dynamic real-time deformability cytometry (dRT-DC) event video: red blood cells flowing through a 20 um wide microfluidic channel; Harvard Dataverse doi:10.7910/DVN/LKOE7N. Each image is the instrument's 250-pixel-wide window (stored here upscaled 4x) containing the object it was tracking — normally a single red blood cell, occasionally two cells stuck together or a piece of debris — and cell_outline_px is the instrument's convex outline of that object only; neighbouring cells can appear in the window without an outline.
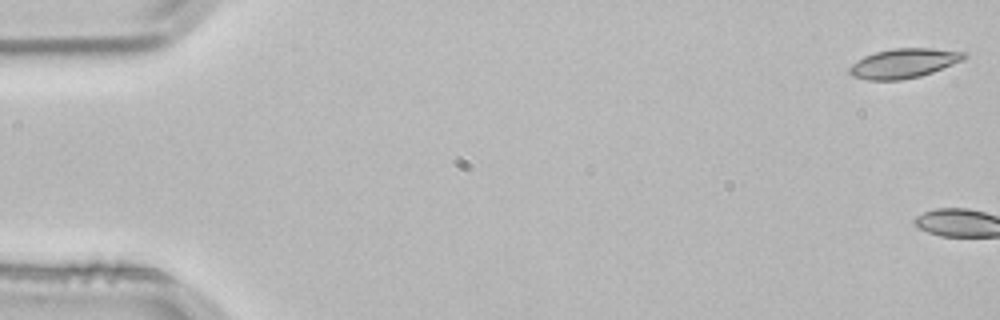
{"species": "common noctule bat (a hibernating species)", "species_latin": "Nyctalus noctula", "temperature_condition": "room temperature", "stored_images_in_passage": 4, "camera_frame_rate_fps": 3000, "um_per_image_px": 0.085, "animal": {"sex": "male", "body_mass_g": 21.5, "forearm_length_mm": 52.0}, "frame": {"image": 1, "passage_image": 1, "time_ms": 0.0, "image_size_px": [1000, 320], "cell_outline_px": [[968, 56], [964, 60], [932, 72], [920, 76], [900, 80], [868, 80], [852, 76], [848, 72], [848, 68], [852, 64], [864, 56], [876, 52], [892, 48], [932, 48], [968, 52]], "centroid_in_image_um": [76.84, 5.37], "position_along_channel_um": 8.2, "area_um2": 19.83}}
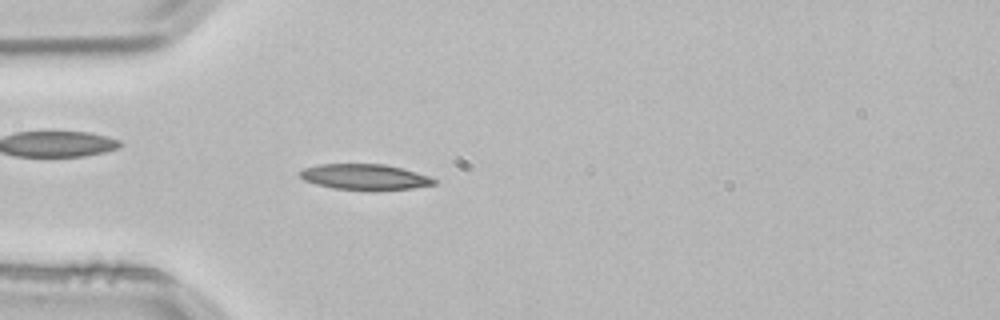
{"frame": {"image": 2, "passage_image": 4, "time_ms": 1.0, "image_size_px": [1000, 320], "cell_outline_px": [[436, 184], [412, 188], [336, 188], [316, 184], [304, 180], [300, 176], [300, 172], [304, 168], [320, 164], [384, 164], [400, 168], [428, 176], [436, 180]], "centroid_in_image_um": [30.97, 15.0], "position_along_channel_um": 54.0, "area_um2": 19.07}}